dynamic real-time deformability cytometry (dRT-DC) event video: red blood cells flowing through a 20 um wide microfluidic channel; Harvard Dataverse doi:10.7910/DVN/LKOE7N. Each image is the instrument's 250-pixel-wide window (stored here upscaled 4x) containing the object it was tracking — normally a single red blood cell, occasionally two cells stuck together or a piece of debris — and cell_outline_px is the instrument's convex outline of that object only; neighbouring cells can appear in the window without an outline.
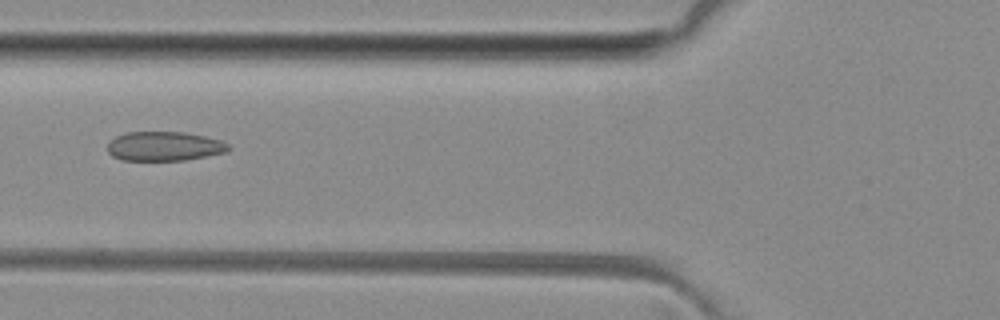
{"species": "common noctule bat (a hibernating species)", "species_latin": "Nyctalus noctula", "temperature_condition": "room temperature", "stored_images_in_passage": 50, "camera_frame_rate_fps": 3000, "um_per_image_px": 0.085, "animal": {"sex": "female", "body_mass_g": 29.2, "forearm_length_mm": 56.3}, "frame": {"image": 1, "passage_image": 19, "time_ms": 6.0, "image_size_px": [1000, 320], "cell_outline_px": [[232, 148], [228, 152], [184, 160], [124, 160], [112, 156], [108, 152], [108, 144], [116, 136], [124, 132], [184, 132], [204, 136], [220, 140], [228, 144]], "centroid_in_image_um": [13.98, 12.43], "position_along_channel_um": 111.8, "area_um2": 20.63}}
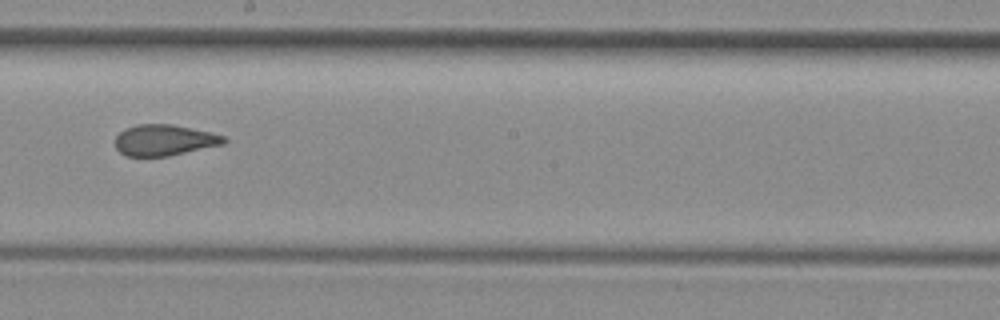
{"frame": {"image": 2, "passage_image": 28, "time_ms": 9.0, "image_size_px": [1000, 320], "cell_outline_px": [[228, 140], [224, 144], [168, 156], [124, 156], [116, 148], [116, 136], [124, 128], [136, 124], [172, 124], [212, 132], [224, 136]], "centroid_in_image_um": [13.97, 11.9], "position_along_channel_um": 234.2, "area_um2": 19.77}}
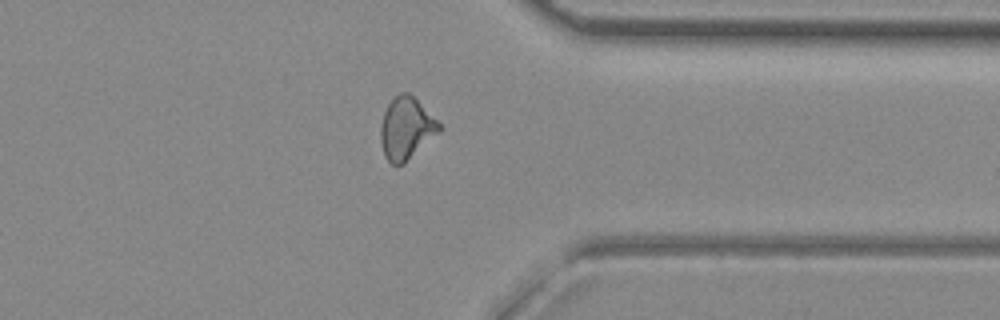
{"frame": {"image": 3, "passage_image": 39, "time_ms": 12.667, "image_size_px": [1000, 320], "cell_outline_px": [[444, 128], [440, 132], [404, 164], [392, 164], [384, 156], [380, 140], [380, 128], [384, 112], [388, 104], [400, 92], [408, 92]], "centroid_in_image_um": [34.52, 10.94], "position_along_channel_um": 376.9, "area_um2": 20.98}, "authors_computed_cell_mechanics": {"area_um2": 20.8369, "velocity_mm_per_s": 4.0774, "shape_relaxation_time_tau1_ms": null, "shape_relaxation_time_tau2_ms": 1.5261, "deformation_change_tau1": null, "deformation_change_tau2": 0.0882}}